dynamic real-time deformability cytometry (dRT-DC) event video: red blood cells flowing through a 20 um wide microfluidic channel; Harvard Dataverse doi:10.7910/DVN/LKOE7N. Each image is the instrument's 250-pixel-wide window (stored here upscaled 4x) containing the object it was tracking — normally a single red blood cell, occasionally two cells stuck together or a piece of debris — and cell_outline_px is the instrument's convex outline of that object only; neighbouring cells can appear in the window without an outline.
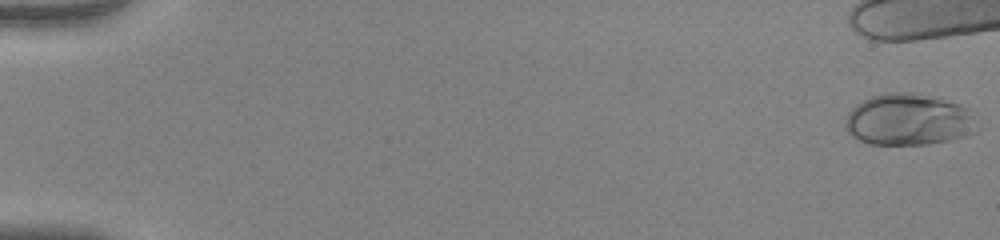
{"species": "human", "species_latin": "Homo sapiens", "temperature_condition": "warm", "stored_images_in_passage": 16, "camera_frame_rate_fps": 3000, "um_per_image_px": 0.085, "donor": {"sex": "female"}, "frame": {"image": 1, "passage_image": 1, "time_ms": 0.0, "image_size_px": [1000, 240], "cell_outline_px": [[972, 132], [964, 136], [948, 140], [928, 144], [872, 144], [860, 140], [852, 136], [848, 132], [844, 124], [848, 112], [856, 104], [872, 96], [888, 92], [920, 92], [960, 104], [968, 108], [972, 116]], "centroid_in_image_um": [77.16, 10.14], "position_along_channel_um": 7.8, "area_um2": 39.3}}